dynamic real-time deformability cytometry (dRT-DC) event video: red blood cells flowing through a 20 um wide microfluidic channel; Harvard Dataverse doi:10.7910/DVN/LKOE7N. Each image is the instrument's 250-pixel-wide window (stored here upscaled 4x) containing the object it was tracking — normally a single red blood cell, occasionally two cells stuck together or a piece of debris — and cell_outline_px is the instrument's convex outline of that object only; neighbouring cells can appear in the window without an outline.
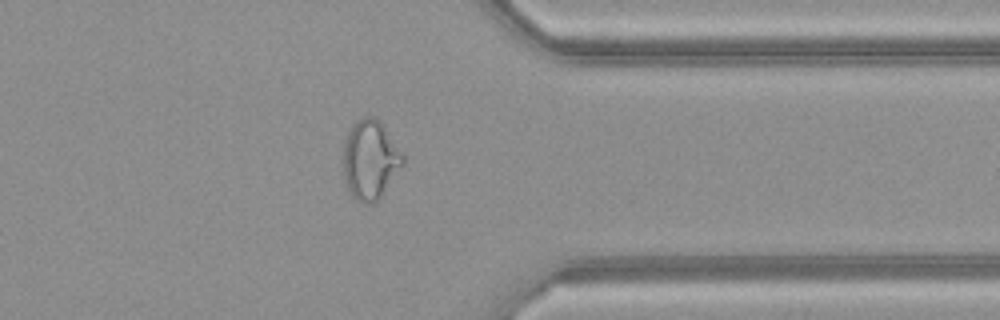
{"species": "common noctule bat (a hibernating species)", "species_latin": "Nyctalus noctula", "temperature_condition": "warm", "stored_images_in_passage": 37, "camera_frame_rate_fps": 3000, "um_per_image_px": 0.085, "animal": {"sex": "female", "body_mass_g": 21.9}, "frame": {"image": 1, "passage_image": 27, "time_ms": 8.667, "image_size_px": [1000, 320], "cell_outline_px": [[404, 164], [380, 196], [372, 204], [360, 204], [348, 192], [344, 180], [344, 140], [348, 132], [356, 120], [364, 116], [376, 116], [380, 120], [404, 156]], "centroid_in_image_um": [31.45, 13.57], "position_along_channel_um": 380.0, "area_um2": 27.57}, "authors_computed_cell_mechanics": {"area_um2": 25.432, "velocity_mm_per_s": 4.185, "shape_relaxation_time_tau1_ms": null, "shape_relaxation_time_tau2_ms": 1.0705, "deformation_change_tau1": null, "deformation_change_tau2": 0.0699}}